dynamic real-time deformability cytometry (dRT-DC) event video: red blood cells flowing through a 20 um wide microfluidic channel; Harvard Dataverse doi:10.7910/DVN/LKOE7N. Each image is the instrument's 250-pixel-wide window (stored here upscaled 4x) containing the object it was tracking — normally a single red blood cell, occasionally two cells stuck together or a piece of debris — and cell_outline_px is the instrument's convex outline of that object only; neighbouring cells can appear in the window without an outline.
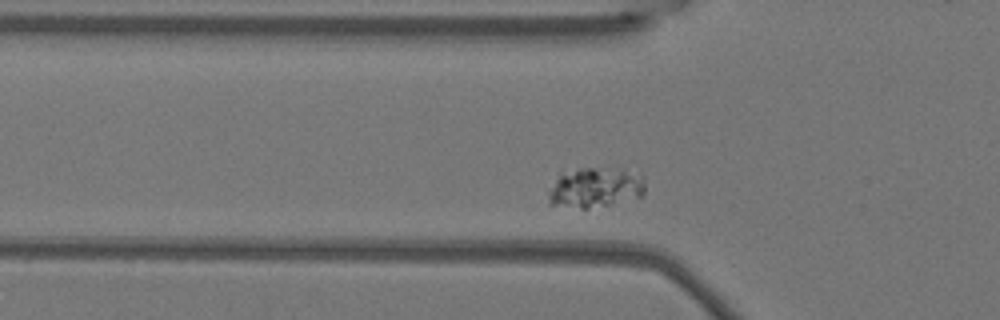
{"species": "Egyptian fruit bat (a non-hibernating species)", "species_latin": "Rousettus aegyptiacus", "temperature_condition": "warm", "stored_images_in_passage": 43, "camera_frame_rate_fps": 3000, "um_per_image_px": 0.085, "animal": {"sex": "female"}, "frame": {"image": 1, "passage_image": 4, "time_ms": 1.0, "image_size_px": [1000, 320], "cell_outline_px": [[644, 196], [608, 204], [588, 208], [580, 208], [548, 204], [548, 192], [560, 168], [624, 168], [644, 176]], "centroid_in_image_um": [50.55, 15.89], "position_along_channel_um": 75.3, "area_um2": 23.29}}
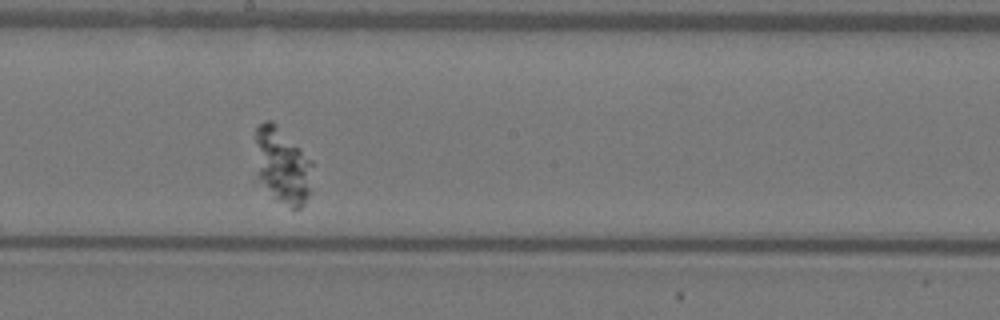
{"frame": {"image": 2, "passage_image": 17, "time_ms": 5.333, "image_size_px": [1000, 320], "cell_outline_px": [[312, 192], [304, 204], [300, 208], [292, 208], [276, 200], [256, 176], [256, 124], [264, 120], [272, 120], [312, 160]], "centroid_in_image_um": [24.01, 14.08], "position_along_channel_um": 224.2, "area_um2": 25.72}}
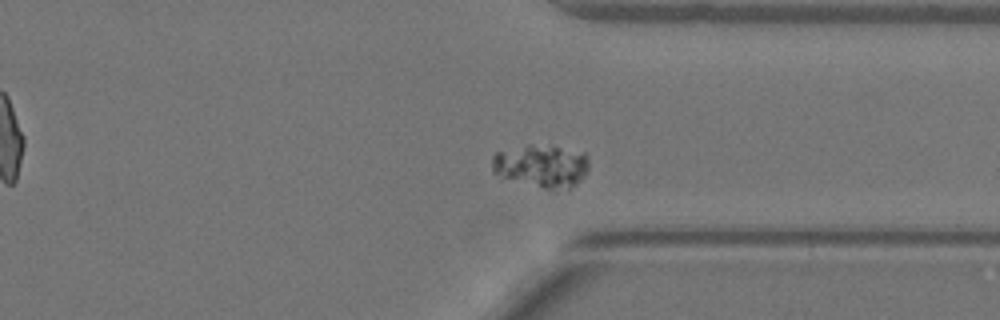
{"frame": {"image": 3, "passage_image": 29, "time_ms": 9.333, "image_size_px": [1000, 320], "cell_outline_px": [[588, 168], [584, 176], [576, 184], [568, 188], [544, 188], [504, 176], [492, 172], [492, 156], [496, 152], [528, 144], [532, 144], [560, 148], [584, 152], [588, 156]], "centroid_in_image_um": [46.04, 14.07], "position_along_channel_um": 365.4, "area_um2": 23.58}}